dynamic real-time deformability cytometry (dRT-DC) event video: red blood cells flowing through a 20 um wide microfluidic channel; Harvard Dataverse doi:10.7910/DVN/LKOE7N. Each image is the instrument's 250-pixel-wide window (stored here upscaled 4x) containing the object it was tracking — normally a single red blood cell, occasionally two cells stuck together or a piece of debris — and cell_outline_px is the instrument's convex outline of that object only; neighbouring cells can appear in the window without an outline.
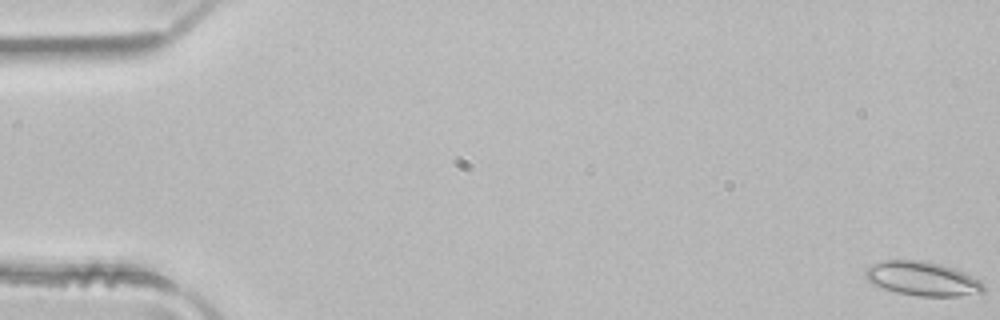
{"species": "common noctule bat (a hibernating species)", "species_latin": "Nyctalus noctula", "temperature_condition": "room temperature", "stored_images_in_passage": 6, "camera_frame_rate_fps": 3000, "um_per_image_px": 0.085, "animal": {"sex": "male", "body_mass_g": 21.5, "forearm_length_mm": 52.0}, "frame": {"image": 1, "passage_image": 1, "time_ms": 0.0, "image_size_px": [1000, 320], "cell_outline_px": [[984, 292], [956, 296], [916, 296], [896, 292], [872, 284], [864, 276], [864, 272], [872, 264], [884, 260], [924, 260], [940, 264], [964, 272], [980, 280], [984, 284]], "centroid_in_image_um": [78.39, 23.68], "position_along_channel_um": 6.6, "area_um2": 23.47}}
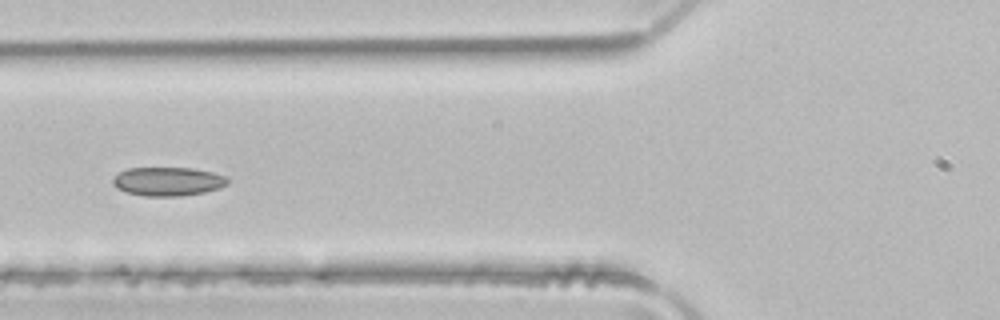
{"frame": {"image": 2, "passage_image": 6, "time_ms": 1.667, "image_size_px": [1000, 320], "cell_outline_px": [[228, 184], [220, 188], [204, 192], [180, 196], [144, 196], [124, 192], [116, 188], [112, 184], [112, 180], [120, 172], [128, 168], [192, 168], [212, 172], [228, 176]], "centroid_in_image_um": [14.28, 15.43], "position_along_channel_um": 111.5, "area_um2": 19.36}}